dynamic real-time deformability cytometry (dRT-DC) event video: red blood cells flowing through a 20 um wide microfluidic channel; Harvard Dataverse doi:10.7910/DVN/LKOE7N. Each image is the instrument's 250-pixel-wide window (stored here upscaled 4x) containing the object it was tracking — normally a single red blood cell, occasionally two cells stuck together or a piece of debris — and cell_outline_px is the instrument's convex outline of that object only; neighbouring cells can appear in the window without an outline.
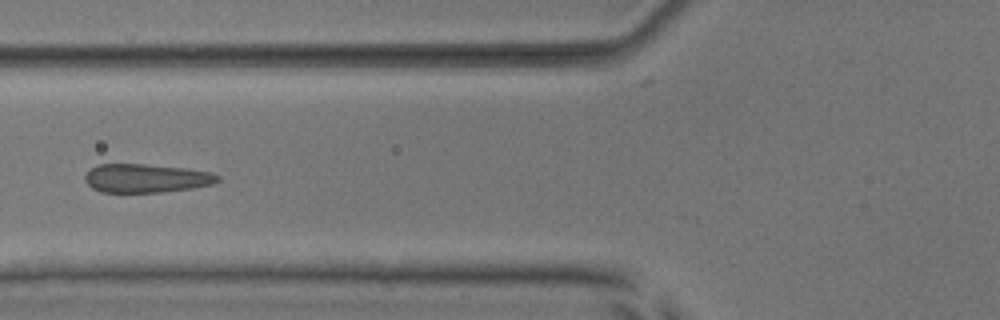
{"species": "common noctule bat (a hibernating species)", "species_latin": "Nyctalus noctula", "temperature_condition": "room temperature", "stored_images_in_passage": 9, "camera_frame_rate_fps": 3000, "um_per_image_px": 0.085, "animal": {"sex": "male", "body_mass_g": 17.9, "forearm_length_mm": 54.2}, "frame": {"image": 1, "passage_image": 3, "time_ms": 0.667, "image_size_px": [1000, 320], "cell_outline_px": [[220, 180], [212, 184], [192, 188], [160, 192], [100, 192], [92, 188], [84, 180], [84, 176], [92, 168], [100, 164], [144, 164], [184, 168], [212, 172], [220, 176]], "centroid_in_image_um": [12.43, 15.15], "position_along_channel_um": 113.4, "area_um2": 22.08}}